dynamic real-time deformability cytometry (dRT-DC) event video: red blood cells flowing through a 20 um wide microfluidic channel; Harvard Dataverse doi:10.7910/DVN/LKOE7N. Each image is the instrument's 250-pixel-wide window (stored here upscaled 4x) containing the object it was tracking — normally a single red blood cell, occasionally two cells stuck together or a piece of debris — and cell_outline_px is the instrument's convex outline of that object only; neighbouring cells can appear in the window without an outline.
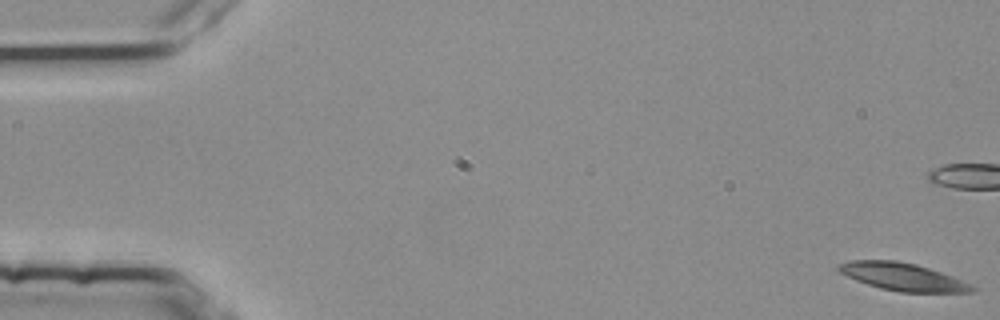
{"species": "common noctule bat (a hibernating species)", "species_latin": "Nyctalus noctula", "temperature_condition": "room temperature", "stored_images_in_passage": 54, "camera_frame_rate_fps": 3000, "um_per_image_px": 0.085, "animal": {"sex": "female", "body_mass_g": 25.1}, "frame": {"image": 1, "passage_image": 1, "time_ms": 0.0, "image_size_px": [1000, 320], "cell_outline_px": [[976, 292], [900, 292], [880, 288], [856, 280], [840, 272], [836, 268], [836, 264], [852, 260], [892, 260], [916, 264], [952, 276], [972, 284], [976, 288]], "centroid_in_image_um": [76.73, 23.53], "position_along_channel_um": 8.3, "area_um2": 21.39}, "authors_computed_cell_mechanics": {"area_um2": 21.3571, "velocity_mm_per_s": 3.7521, "shape_relaxation_time_tau1_ms": 9.149, "shape_relaxation_time_tau2_ms": null, "deformation_change_tau1": 0.1864, "deformation_change_tau2": null}}